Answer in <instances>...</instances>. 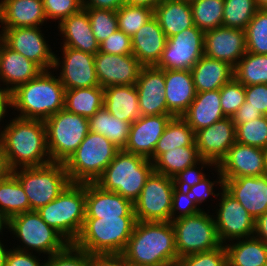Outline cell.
<instances>
[{
  "mask_svg": "<svg viewBox=\"0 0 267 266\" xmlns=\"http://www.w3.org/2000/svg\"><path fill=\"white\" fill-rule=\"evenodd\" d=\"M0 210L9 218L30 211L28 197L12 173L0 181Z\"/></svg>",
  "mask_w": 267,
  "mask_h": 266,
  "instance_id": "f35d334b",
  "label": "cell"
},
{
  "mask_svg": "<svg viewBox=\"0 0 267 266\" xmlns=\"http://www.w3.org/2000/svg\"><path fill=\"white\" fill-rule=\"evenodd\" d=\"M196 92L220 89L233 77V67L227 62L202 56L190 69Z\"/></svg>",
  "mask_w": 267,
  "mask_h": 266,
  "instance_id": "4dcf8cb0",
  "label": "cell"
},
{
  "mask_svg": "<svg viewBox=\"0 0 267 266\" xmlns=\"http://www.w3.org/2000/svg\"><path fill=\"white\" fill-rule=\"evenodd\" d=\"M8 252L0 241V266H5Z\"/></svg>",
  "mask_w": 267,
  "mask_h": 266,
  "instance_id": "a7ac6f4b",
  "label": "cell"
},
{
  "mask_svg": "<svg viewBox=\"0 0 267 266\" xmlns=\"http://www.w3.org/2000/svg\"><path fill=\"white\" fill-rule=\"evenodd\" d=\"M11 173L23 187L30 211H37L59 196L70 183L64 163L15 169Z\"/></svg>",
  "mask_w": 267,
  "mask_h": 266,
  "instance_id": "ba28073f",
  "label": "cell"
},
{
  "mask_svg": "<svg viewBox=\"0 0 267 266\" xmlns=\"http://www.w3.org/2000/svg\"><path fill=\"white\" fill-rule=\"evenodd\" d=\"M171 223L175 232L178 258L209 251L222 245L215 219L203 210L195 215L175 218Z\"/></svg>",
  "mask_w": 267,
  "mask_h": 266,
  "instance_id": "30bf717a",
  "label": "cell"
},
{
  "mask_svg": "<svg viewBox=\"0 0 267 266\" xmlns=\"http://www.w3.org/2000/svg\"><path fill=\"white\" fill-rule=\"evenodd\" d=\"M173 178L153 172L134 202L136 221L171 222Z\"/></svg>",
  "mask_w": 267,
  "mask_h": 266,
  "instance_id": "7c38bea8",
  "label": "cell"
},
{
  "mask_svg": "<svg viewBox=\"0 0 267 266\" xmlns=\"http://www.w3.org/2000/svg\"><path fill=\"white\" fill-rule=\"evenodd\" d=\"M45 266H90V253L69 244L64 250L48 256Z\"/></svg>",
  "mask_w": 267,
  "mask_h": 266,
  "instance_id": "681fc988",
  "label": "cell"
},
{
  "mask_svg": "<svg viewBox=\"0 0 267 266\" xmlns=\"http://www.w3.org/2000/svg\"><path fill=\"white\" fill-rule=\"evenodd\" d=\"M263 116L260 111L248 106V102H244L238 111L232 116V120L236 125L247 123L251 120L257 119Z\"/></svg>",
  "mask_w": 267,
  "mask_h": 266,
  "instance_id": "91938a15",
  "label": "cell"
},
{
  "mask_svg": "<svg viewBox=\"0 0 267 266\" xmlns=\"http://www.w3.org/2000/svg\"><path fill=\"white\" fill-rule=\"evenodd\" d=\"M245 101L248 106L267 116V84L245 86Z\"/></svg>",
  "mask_w": 267,
  "mask_h": 266,
  "instance_id": "db71d44e",
  "label": "cell"
},
{
  "mask_svg": "<svg viewBox=\"0 0 267 266\" xmlns=\"http://www.w3.org/2000/svg\"><path fill=\"white\" fill-rule=\"evenodd\" d=\"M246 50L267 55V9H258L245 29Z\"/></svg>",
  "mask_w": 267,
  "mask_h": 266,
  "instance_id": "7bdbcfd3",
  "label": "cell"
},
{
  "mask_svg": "<svg viewBox=\"0 0 267 266\" xmlns=\"http://www.w3.org/2000/svg\"><path fill=\"white\" fill-rule=\"evenodd\" d=\"M104 104V88L101 86L65 89L64 108L86 118L92 117Z\"/></svg>",
  "mask_w": 267,
  "mask_h": 266,
  "instance_id": "8d00e7d4",
  "label": "cell"
},
{
  "mask_svg": "<svg viewBox=\"0 0 267 266\" xmlns=\"http://www.w3.org/2000/svg\"><path fill=\"white\" fill-rule=\"evenodd\" d=\"M264 175L267 176V150H266V162H265V172Z\"/></svg>",
  "mask_w": 267,
  "mask_h": 266,
  "instance_id": "8c879c8a",
  "label": "cell"
},
{
  "mask_svg": "<svg viewBox=\"0 0 267 266\" xmlns=\"http://www.w3.org/2000/svg\"><path fill=\"white\" fill-rule=\"evenodd\" d=\"M223 188L256 220L267 212V176L223 179Z\"/></svg>",
  "mask_w": 267,
  "mask_h": 266,
  "instance_id": "603a6c76",
  "label": "cell"
},
{
  "mask_svg": "<svg viewBox=\"0 0 267 266\" xmlns=\"http://www.w3.org/2000/svg\"><path fill=\"white\" fill-rule=\"evenodd\" d=\"M105 136L90 131L64 163L71 183H95L120 151Z\"/></svg>",
  "mask_w": 267,
  "mask_h": 266,
  "instance_id": "52a82bcc",
  "label": "cell"
},
{
  "mask_svg": "<svg viewBox=\"0 0 267 266\" xmlns=\"http://www.w3.org/2000/svg\"><path fill=\"white\" fill-rule=\"evenodd\" d=\"M246 52L245 30L220 26L205 31L204 56L234 68Z\"/></svg>",
  "mask_w": 267,
  "mask_h": 266,
  "instance_id": "ac0fdd59",
  "label": "cell"
},
{
  "mask_svg": "<svg viewBox=\"0 0 267 266\" xmlns=\"http://www.w3.org/2000/svg\"><path fill=\"white\" fill-rule=\"evenodd\" d=\"M193 23L202 31L222 26L224 0H196L190 4Z\"/></svg>",
  "mask_w": 267,
  "mask_h": 266,
  "instance_id": "60d3db41",
  "label": "cell"
},
{
  "mask_svg": "<svg viewBox=\"0 0 267 266\" xmlns=\"http://www.w3.org/2000/svg\"><path fill=\"white\" fill-rule=\"evenodd\" d=\"M10 173H11V170L8 166L6 157L0 145V181L5 179Z\"/></svg>",
  "mask_w": 267,
  "mask_h": 266,
  "instance_id": "e7e4bbea",
  "label": "cell"
},
{
  "mask_svg": "<svg viewBox=\"0 0 267 266\" xmlns=\"http://www.w3.org/2000/svg\"><path fill=\"white\" fill-rule=\"evenodd\" d=\"M216 166L207 159H201L196 145L170 149L160 154L154 161V172L173 178L179 172L195 164Z\"/></svg>",
  "mask_w": 267,
  "mask_h": 266,
  "instance_id": "d6a6232c",
  "label": "cell"
},
{
  "mask_svg": "<svg viewBox=\"0 0 267 266\" xmlns=\"http://www.w3.org/2000/svg\"><path fill=\"white\" fill-rule=\"evenodd\" d=\"M265 162L266 150L236 142L215 166L219 175L216 182L223 188V179L264 175Z\"/></svg>",
  "mask_w": 267,
  "mask_h": 266,
  "instance_id": "9a60e30c",
  "label": "cell"
},
{
  "mask_svg": "<svg viewBox=\"0 0 267 266\" xmlns=\"http://www.w3.org/2000/svg\"><path fill=\"white\" fill-rule=\"evenodd\" d=\"M196 168L197 165L195 164L191 167H187L185 170L175 175L173 177L174 185L181 189H188L189 187L200 183L206 175L203 174L201 170L198 172Z\"/></svg>",
  "mask_w": 267,
  "mask_h": 266,
  "instance_id": "11a10c76",
  "label": "cell"
},
{
  "mask_svg": "<svg viewBox=\"0 0 267 266\" xmlns=\"http://www.w3.org/2000/svg\"><path fill=\"white\" fill-rule=\"evenodd\" d=\"M153 172V162L149 159L121 149L95 184L105 191L116 192L134 203Z\"/></svg>",
  "mask_w": 267,
  "mask_h": 266,
  "instance_id": "5b68a950",
  "label": "cell"
},
{
  "mask_svg": "<svg viewBox=\"0 0 267 266\" xmlns=\"http://www.w3.org/2000/svg\"><path fill=\"white\" fill-rule=\"evenodd\" d=\"M215 181L211 182L206 177L197 185L191 186L187 189V196L197 205L206 200L210 195L219 196L220 193L213 192Z\"/></svg>",
  "mask_w": 267,
  "mask_h": 266,
  "instance_id": "9f6ffc18",
  "label": "cell"
},
{
  "mask_svg": "<svg viewBox=\"0 0 267 266\" xmlns=\"http://www.w3.org/2000/svg\"><path fill=\"white\" fill-rule=\"evenodd\" d=\"M122 254L130 262L175 266L179 258L172 223L136 221Z\"/></svg>",
  "mask_w": 267,
  "mask_h": 266,
  "instance_id": "7a4b0ae2",
  "label": "cell"
},
{
  "mask_svg": "<svg viewBox=\"0 0 267 266\" xmlns=\"http://www.w3.org/2000/svg\"><path fill=\"white\" fill-rule=\"evenodd\" d=\"M0 145L11 171L52 162L42 120L15 117L0 133Z\"/></svg>",
  "mask_w": 267,
  "mask_h": 266,
  "instance_id": "6da1fadb",
  "label": "cell"
},
{
  "mask_svg": "<svg viewBox=\"0 0 267 266\" xmlns=\"http://www.w3.org/2000/svg\"><path fill=\"white\" fill-rule=\"evenodd\" d=\"M165 98L168 111L181 117L196 97L191 70H165Z\"/></svg>",
  "mask_w": 267,
  "mask_h": 266,
  "instance_id": "4316f807",
  "label": "cell"
},
{
  "mask_svg": "<svg viewBox=\"0 0 267 266\" xmlns=\"http://www.w3.org/2000/svg\"><path fill=\"white\" fill-rule=\"evenodd\" d=\"M133 55L143 66H154L161 58L167 37L155 16L149 19L132 37Z\"/></svg>",
  "mask_w": 267,
  "mask_h": 266,
  "instance_id": "484cf974",
  "label": "cell"
},
{
  "mask_svg": "<svg viewBox=\"0 0 267 266\" xmlns=\"http://www.w3.org/2000/svg\"><path fill=\"white\" fill-rule=\"evenodd\" d=\"M39 261L30 252L9 249L5 266H45V263L41 265Z\"/></svg>",
  "mask_w": 267,
  "mask_h": 266,
  "instance_id": "6f0895ef",
  "label": "cell"
},
{
  "mask_svg": "<svg viewBox=\"0 0 267 266\" xmlns=\"http://www.w3.org/2000/svg\"><path fill=\"white\" fill-rule=\"evenodd\" d=\"M96 76L103 88L115 85H135L142 64L133 55L97 52L94 55Z\"/></svg>",
  "mask_w": 267,
  "mask_h": 266,
  "instance_id": "e0dca14e",
  "label": "cell"
},
{
  "mask_svg": "<svg viewBox=\"0 0 267 266\" xmlns=\"http://www.w3.org/2000/svg\"><path fill=\"white\" fill-rule=\"evenodd\" d=\"M115 118L131 124L141 117L135 85H115L104 88V104Z\"/></svg>",
  "mask_w": 267,
  "mask_h": 266,
  "instance_id": "1f68e13d",
  "label": "cell"
},
{
  "mask_svg": "<svg viewBox=\"0 0 267 266\" xmlns=\"http://www.w3.org/2000/svg\"><path fill=\"white\" fill-rule=\"evenodd\" d=\"M135 216L134 203L116 192L86 183L85 218Z\"/></svg>",
  "mask_w": 267,
  "mask_h": 266,
  "instance_id": "cb8c5ba5",
  "label": "cell"
},
{
  "mask_svg": "<svg viewBox=\"0 0 267 266\" xmlns=\"http://www.w3.org/2000/svg\"><path fill=\"white\" fill-rule=\"evenodd\" d=\"M42 71L7 95V107L20 111L18 117L45 121L64 109L65 88L59 78Z\"/></svg>",
  "mask_w": 267,
  "mask_h": 266,
  "instance_id": "3957f363",
  "label": "cell"
},
{
  "mask_svg": "<svg viewBox=\"0 0 267 266\" xmlns=\"http://www.w3.org/2000/svg\"><path fill=\"white\" fill-rule=\"evenodd\" d=\"M8 228L10 226V218L7 217L1 210H0V233L2 232L1 230ZM6 226V227H5Z\"/></svg>",
  "mask_w": 267,
  "mask_h": 266,
  "instance_id": "003e7915",
  "label": "cell"
},
{
  "mask_svg": "<svg viewBox=\"0 0 267 266\" xmlns=\"http://www.w3.org/2000/svg\"><path fill=\"white\" fill-rule=\"evenodd\" d=\"M52 162L65 163L90 132L88 118L65 108L44 121Z\"/></svg>",
  "mask_w": 267,
  "mask_h": 266,
  "instance_id": "9c48e42d",
  "label": "cell"
},
{
  "mask_svg": "<svg viewBox=\"0 0 267 266\" xmlns=\"http://www.w3.org/2000/svg\"><path fill=\"white\" fill-rule=\"evenodd\" d=\"M135 223V216L85 218L73 244L90 254H122Z\"/></svg>",
  "mask_w": 267,
  "mask_h": 266,
  "instance_id": "277c9868",
  "label": "cell"
},
{
  "mask_svg": "<svg viewBox=\"0 0 267 266\" xmlns=\"http://www.w3.org/2000/svg\"><path fill=\"white\" fill-rule=\"evenodd\" d=\"M236 127V142L267 150V116H261Z\"/></svg>",
  "mask_w": 267,
  "mask_h": 266,
  "instance_id": "f6af8a7d",
  "label": "cell"
},
{
  "mask_svg": "<svg viewBox=\"0 0 267 266\" xmlns=\"http://www.w3.org/2000/svg\"><path fill=\"white\" fill-rule=\"evenodd\" d=\"M204 34L197 26L167 38L156 67L163 70H190L204 55Z\"/></svg>",
  "mask_w": 267,
  "mask_h": 266,
  "instance_id": "4fadbf2b",
  "label": "cell"
},
{
  "mask_svg": "<svg viewBox=\"0 0 267 266\" xmlns=\"http://www.w3.org/2000/svg\"><path fill=\"white\" fill-rule=\"evenodd\" d=\"M124 266H153V265H145V264L130 262L124 258Z\"/></svg>",
  "mask_w": 267,
  "mask_h": 266,
  "instance_id": "2644e50d",
  "label": "cell"
},
{
  "mask_svg": "<svg viewBox=\"0 0 267 266\" xmlns=\"http://www.w3.org/2000/svg\"><path fill=\"white\" fill-rule=\"evenodd\" d=\"M47 18L42 0H2L0 23L3 28L39 27Z\"/></svg>",
  "mask_w": 267,
  "mask_h": 266,
  "instance_id": "83f0119b",
  "label": "cell"
},
{
  "mask_svg": "<svg viewBox=\"0 0 267 266\" xmlns=\"http://www.w3.org/2000/svg\"><path fill=\"white\" fill-rule=\"evenodd\" d=\"M236 143V127L231 117L214 122L211 126L195 132V144L201 159L216 166Z\"/></svg>",
  "mask_w": 267,
  "mask_h": 266,
  "instance_id": "d6986e66",
  "label": "cell"
},
{
  "mask_svg": "<svg viewBox=\"0 0 267 266\" xmlns=\"http://www.w3.org/2000/svg\"><path fill=\"white\" fill-rule=\"evenodd\" d=\"M245 102V86L234 77L220 88V104L223 114L231 117Z\"/></svg>",
  "mask_w": 267,
  "mask_h": 266,
  "instance_id": "7dc6e473",
  "label": "cell"
},
{
  "mask_svg": "<svg viewBox=\"0 0 267 266\" xmlns=\"http://www.w3.org/2000/svg\"><path fill=\"white\" fill-rule=\"evenodd\" d=\"M90 266H124V255L90 254Z\"/></svg>",
  "mask_w": 267,
  "mask_h": 266,
  "instance_id": "680465c9",
  "label": "cell"
},
{
  "mask_svg": "<svg viewBox=\"0 0 267 266\" xmlns=\"http://www.w3.org/2000/svg\"><path fill=\"white\" fill-rule=\"evenodd\" d=\"M175 266H228L225 245L218 248L183 256Z\"/></svg>",
  "mask_w": 267,
  "mask_h": 266,
  "instance_id": "c3c4849f",
  "label": "cell"
},
{
  "mask_svg": "<svg viewBox=\"0 0 267 266\" xmlns=\"http://www.w3.org/2000/svg\"><path fill=\"white\" fill-rule=\"evenodd\" d=\"M233 75L244 86L267 84V55L246 52L233 68Z\"/></svg>",
  "mask_w": 267,
  "mask_h": 266,
  "instance_id": "ab89813d",
  "label": "cell"
},
{
  "mask_svg": "<svg viewBox=\"0 0 267 266\" xmlns=\"http://www.w3.org/2000/svg\"><path fill=\"white\" fill-rule=\"evenodd\" d=\"M141 116L171 114L165 98V70L142 66L135 84Z\"/></svg>",
  "mask_w": 267,
  "mask_h": 266,
  "instance_id": "ffe728a7",
  "label": "cell"
},
{
  "mask_svg": "<svg viewBox=\"0 0 267 266\" xmlns=\"http://www.w3.org/2000/svg\"><path fill=\"white\" fill-rule=\"evenodd\" d=\"M7 109V95L3 92V88H0V121L4 117Z\"/></svg>",
  "mask_w": 267,
  "mask_h": 266,
  "instance_id": "03108f58",
  "label": "cell"
},
{
  "mask_svg": "<svg viewBox=\"0 0 267 266\" xmlns=\"http://www.w3.org/2000/svg\"><path fill=\"white\" fill-rule=\"evenodd\" d=\"M84 9L87 11L91 29L99 44L118 29L116 11L95 8Z\"/></svg>",
  "mask_w": 267,
  "mask_h": 266,
  "instance_id": "bcb514c9",
  "label": "cell"
},
{
  "mask_svg": "<svg viewBox=\"0 0 267 266\" xmlns=\"http://www.w3.org/2000/svg\"><path fill=\"white\" fill-rule=\"evenodd\" d=\"M178 1H182V2H186V3H192V2H194V1H196V0H178Z\"/></svg>",
  "mask_w": 267,
  "mask_h": 266,
  "instance_id": "753ad0ef",
  "label": "cell"
},
{
  "mask_svg": "<svg viewBox=\"0 0 267 266\" xmlns=\"http://www.w3.org/2000/svg\"><path fill=\"white\" fill-rule=\"evenodd\" d=\"M86 183H69L57 198L37 210L42 220L70 244L78 238L85 221Z\"/></svg>",
  "mask_w": 267,
  "mask_h": 266,
  "instance_id": "8992f818",
  "label": "cell"
},
{
  "mask_svg": "<svg viewBox=\"0 0 267 266\" xmlns=\"http://www.w3.org/2000/svg\"><path fill=\"white\" fill-rule=\"evenodd\" d=\"M181 117L194 132L224 119L226 116L220 104V89L197 92L195 99Z\"/></svg>",
  "mask_w": 267,
  "mask_h": 266,
  "instance_id": "f546056e",
  "label": "cell"
},
{
  "mask_svg": "<svg viewBox=\"0 0 267 266\" xmlns=\"http://www.w3.org/2000/svg\"><path fill=\"white\" fill-rule=\"evenodd\" d=\"M221 190L220 208L217 209V217L215 219L220 242L224 245L227 239L228 241H233L244 237H253L255 219L224 188Z\"/></svg>",
  "mask_w": 267,
  "mask_h": 266,
  "instance_id": "2e32d148",
  "label": "cell"
},
{
  "mask_svg": "<svg viewBox=\"0 0 267 266\" xmlns=\"http://www.w3.org/2000/svg\"><path fill=\"white\" fill-rule=\"evenodd\" d=\"M235 244L226 243L228 266H265L267 263V244L256 238L238 239Z\"/></svg>",
  "mask_w": 267,
  "mask_h": 266,
  "instance_id": "e575fe53",
  "label": "cell"
},
{
  "mask_svg": "<svg viewBox=\"0 0 267 266\" xmlns=\"http://www.w3.org/2000/svg\"><path fill=\"white\" fill-rule=\"evenodd\" d=\"M89 130L105 136L119 149H124L129 137L131 123L115 118L105 107L88 118Z\"/></svg>",
  "mask_w": 267,
  "mask_h": 266,
  "instance_id": "d590c367",
  "label": "cell"
},
{
  "mask_svg": "<svg viewBox=\"0 0 267 266\" xmlns=\"http://www.w3.org/2000/svg\"><path fill=\"white\" fill-rule=\"evenodd\" d=\"M126 0H83V8L108 9L117 11Z\"/></svg>",
  "mask_w": 267,
  "mask_h": 266,
  "instance_id": "94428289",
  "label": "cell"
},
{
  "mask_svg": "<svg viewBox=\"0 0 267 266\" xmlns=\"http://www.w3.org/2000/svg\"><path fill=\"white\" fill-rule=\"evenodd\" d=\"M195 144V132L182 117H172L160 137L153 153V161L170 149Z\"/></svg>",
  "mask_w": 267,
  "mask_h": 266,
  "instance_id": "74e56055",
  "label": "cell"
},
{
  "mask_svg": "<svg viewBox=\"0 0 267 266\" xmlns=\"http://www.w3.org/2000/svg\"><path fill=\"white\" fill-rule=\"evenodd\" d=\"M172 114L141 116L131 124L128 142L123 149L153 162L154 149Z\"/></svg>",
  "mask_w": 267,
  "mask_h": 266,
  "instance_id": "44dd1931",
  "label": "cell"
},
{
  "mask_svg": "<svg viewBox=\"0 0 267 266\" xmlns=\"http://www.w3.org/2000/svg\"><path fill=\"white\" fill-rule=\"evenodd\" d=\"M45 16L48 19H59L61 23L71 14L83 8V0H42Z\"/></svg>",
  "mask_w": 267,
  "mask_h": 266,
  "instance_id": "f907efd6",
  "label": "cell"
},
{
  "mask_svg": "<svg viewBox=\"0 0 267 266\" xmlns=\"http://www.w3.org/2000/svg\"><path fill=\"white\" fill-rule=\"evenodd\" d=\"M197 206L198 205L187 196V189H181L175 186L172 198L171 221L175 219L174 215L177 212L179 215H177L176 218L191 216L201 212L202 210L199 206L197 208Z\"/></svg>",
  "mask_w": 267,
  "mask_h": 266,
  "instance_id": "f5cc1de1",
  "label": "cell"
},
{
  "mask_svg": "<svg viewBox=\"0 0 267 266\" xmlns=\"http://www.w3.org/2000/svg\"><path fill=\"white\" fill-rule=\"evenodd\" d=\"M164 0H126V4L133 6H144L155 9L156 6L161 4Z\"/></svg>",
  "mask_w": 267,
  "mask_h": 266,
  "instance_id": "be15d7a7",
  "label": "cell"
},
{
  "mask_svg": "<svg viewBox=\"0 0 267 266\" xmlns=\"http://www.w3.org/2000/svg\"><path fill=\"white\" fill-rule=\"evenodd\" d=\"M99 52L117 55L133 54L131 37L117 29L99 44Z\"/></svg>",
  "mask_w": 267,
  "mask_h": 266,
  "instance_id": "816d5d0a",
  "label": "cell"
},
{
  "mask_svg": "<svg viewBox=\"0 0 267 266\" xmlns=\"http://www.w3.org/2000/svg\"><path fill=\"white\" fill-rule=\"evenodd\" d=\"M9 229L24 243V248H14L20 251L29 252L33 249L50 256L64 250L70 244L58 231L47 225L37 211H28L11 217Z\"/></svg>",
  "mask_w": 267,
  "mask_h": 266,
  "instance_id": "8fae6325",
  "label": "cell"
},
{
  "mask_svg": "<svg viewBox=\"0 0 267 266\" xmlns=\"http://www.w3.org/2000/svg\"><path fill=\"white\" fill-rule=\"evenodd\" d=\"M254 237L267 244V212L255 220Z\"/></svg>",
  "mask_w": 267,
  "mask_h": 266,
  "instance_id": "6125c7cd",
  "label": "cell"
},
{
  "mask_svg": "<svg viewBox=\"0 0 267 266\" xmlns=\"http://www.w3.org/2000/svg\"><path fill=\"white\" fill-rule=\"evenodd\" d=\"M118 29L132 37L149 19L154 16V10L144 6L122 5L116 11Z\"/></svg>",
  "mask_w": 267,
  "mask_h": 266,
  "instance_id": "ee69618b",
  "label": "cell"
},
{
  "mask_svg": "<svg viewBox=\"0 0 267 266\" xmlns=\"http://www.w3.org/2000/svg\"><path fill=\"white\" fill-rule=\"evenodd\" d=\"M257 10L255 0H224L222 26L245 30Z\"/></svg>",
  "mask_w": 267,
  "mask_h": 266,
  "instance_id": "b9f144b4",
  "label": "cell"
},
{
  "mask_svg": "<svg viewBox=\"0 0 267 266\" xmlns=\"http://www.w3.org/2000/svg\"><path fill=\"white\" fill-rule=\"evenodd\" d=\"M42 71L37 64L13 51L3 41L0 43V79L5 85L10 84L3 89L6 95L37 77Z\"/></svg>",
  "mask_w": 267,
  "mask_h": 266,
  "instance_id": "d4e9b609",
  "label": "cell"
},
{
  "mask_svg": "<svg viewBox=\"0 0 267 266\" xmlns=\"http://www.w3.org/2000/svg\"><path fill=\"white\" fill-rule=\"evenodd\" d=\"M62 70L58 77L65 89L100 86L95 69L94 54L62 46Z\"/></svg>",
  "mask_w": 267,
  "mask_h": 266,
  "instance_id": "7402d4cb",
  "label": "cell"
},
{
  "mask_svg": "<svg viewBox=\"0 0 267 266\" xmlns=\"http://www.w3.org/2000/svg\"><path fill=\"white\" fill-rule=\"evenodd\" d=\"M258 9H267V0H255Z\"/></svg>",
  "mask_w": 267,
  "mask_h": 266,
  "instance_id": "89a4df30",
  "label": "cell"
},
{
  "mask_svg": "<svg viewBox=\"0 0 267 266\" xmlns=\"http://www.w3.org/2000/svg\"><path fill=\"white\" fill-rule=\"evenodd\" d=\"M154 16L167 38L194 26L190 3L164 0L155 7Z\"/></svg>",
  "mask_w": 267,
  "mask_h": 266,
  "instance_id": "836d02e7",
  "label": "cell"
},
{
  "mask_svg": "<svg viewBox=\"0 0 267 266\" xmlns=\"http://www.w3.org/2000/svg\"><path fill=\"white\" fill-rule=\"evenodd\" d=\"M58 28L63 34L62 37H65L63 46L94 55L99 51V43L93 34L89 16L84 8L65 18L58 24Z\"/></svg>",
  "mask_w": 267,
  "mask_h": 266,
  "instance_id": "f1b7e54d",
  "label": "cell"
},
{
  "mask_svg": "<svg viewBox=\"0 0 267 266\" xmlns=\"http://www.w3.org/2000/svg\"><path fill=\"white\" fill-rule=\"evenodd\" d=\"M1 33L3 42L9 48L37 64L43 71L60 66L61 62L47 45L40 27L4 28Z\"/></svg>",
  "mask_w": 267,
  "mask_h": 266,
  "instance_id": "5bb4252c",
  "label": "cell"
}]
</instances>
